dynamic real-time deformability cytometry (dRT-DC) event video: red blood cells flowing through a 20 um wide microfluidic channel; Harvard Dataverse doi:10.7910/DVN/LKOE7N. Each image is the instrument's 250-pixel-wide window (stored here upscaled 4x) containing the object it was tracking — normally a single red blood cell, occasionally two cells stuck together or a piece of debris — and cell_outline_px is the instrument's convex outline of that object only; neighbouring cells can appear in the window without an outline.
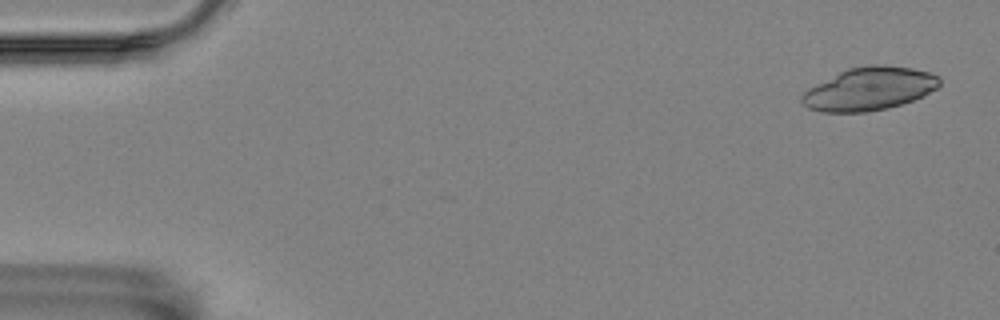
{"species": "Egyptian fruit bat (a non-hibernating species)", "species_latin": "Rousettus aegyptiacus", "temperature_condition": "room temperature", "stored_images_in_passage": 56, "camera_frame_rate_fps": 3000, "um_per_image_px": 0.085, "animal": {"sex": "female"}, "frame": {"image": 1, "passage_image": 2, "time_ms": 0.333, "image_size_px": [1000, 320], "cell_outline_px": [[940, 84], [936, 88], [924, 96], [888, 108], [868, 112], [820, 112], [808, 108], [800, 100], [800, 96], [808, 88], [848, 68], [868, 64], [884, 64], [912, 68], [928, 72], [940, 76]], "centroid_in_image_um": [73.89, 7.55], "position_along_channel_um": 11.1, "area_um2": 34.62}}